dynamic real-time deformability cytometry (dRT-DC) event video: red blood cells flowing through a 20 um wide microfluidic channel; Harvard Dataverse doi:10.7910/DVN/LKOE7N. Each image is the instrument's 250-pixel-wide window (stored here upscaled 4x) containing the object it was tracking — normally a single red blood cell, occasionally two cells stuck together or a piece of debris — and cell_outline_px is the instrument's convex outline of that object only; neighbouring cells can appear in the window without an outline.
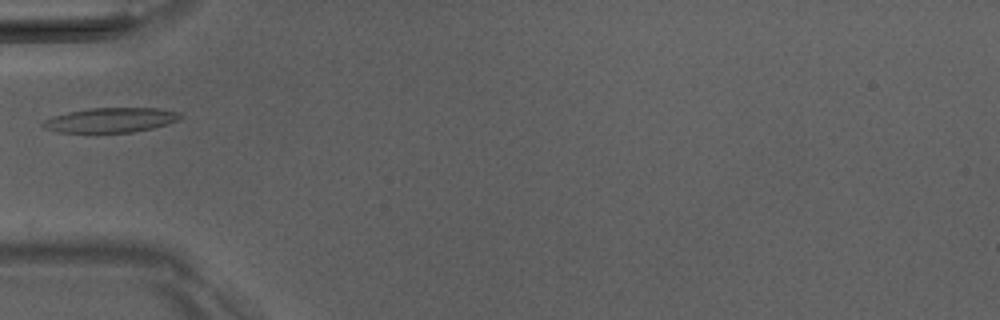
{"species": "Egyptian fruit bat (a non-hibernating species)", "species_latin": "Rousettus aegyptiacus", "temperature_condition": "room temperature", "stored_images_in_passage": 28, "camera_frame_rate_fps": 3000, "um_per_image_px": 0.085, "animal": {"sex": "male"}, "frame": {"image": 1, "passage_image": 1, "time_ms": 0.0, "image_size_px": [1000, 320], "cell_outline_px": [[184, 116], [168, 124], [152, 128], [132, 132], [56, 132], [44, 128], [40, 124], [44, 120], [52, 116], [68, 112], [88, 108], [160, 108], [180, 112]], "centroid_in_image_um": [9.4, 10.2], "position_along_channel_um": 75.6, "area_um2": 19.83}}
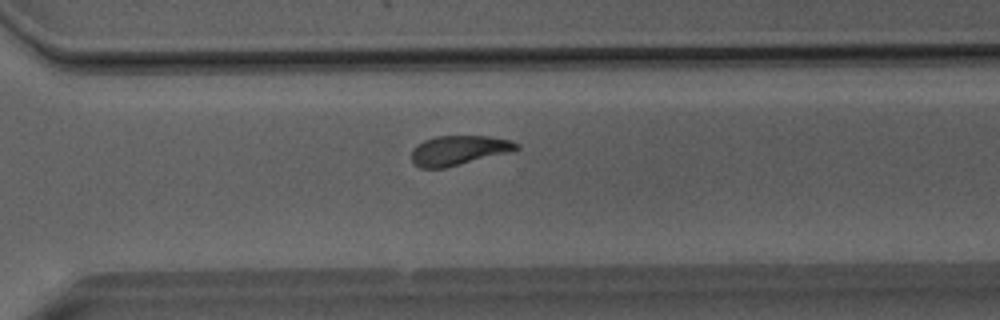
{"frame": {"image": 2, "passage_image": 20, "time_ms": 6.333, "image_size_px": [1000, 320], "cell_outline_px": [[520, 148], [512, 152], [444, 168], [420, 168], [412, 164], [412, 148], [416, 144], [424, 140], [436, 136], [488, 136], [512, 140], [520, 144]], "centroid_in_image_um": [39.0, 12.78], "position_along_channel_um": 331.6, "area_um2": 18.38}}
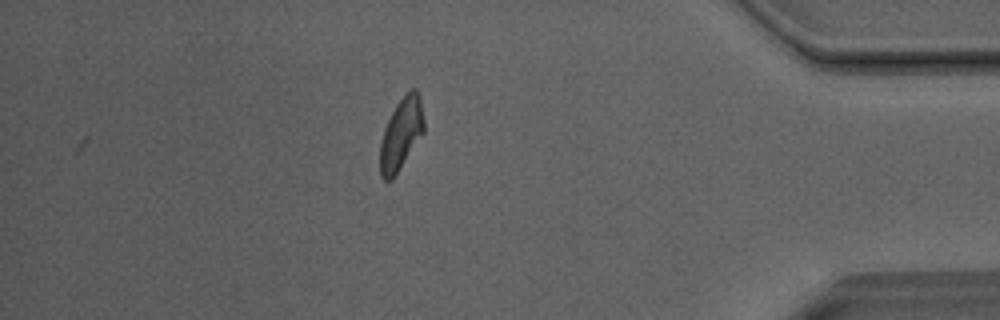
{"frame": {"image": 3, "passage_image": 28, "time_ms": 9.0, "image_size_px": [1000, 320], "cell_outline_px": [[424, 132], [392, 180], [384, 180], [380, 176], [380, 144], [384, 128], [396, 104], [412, 88], [416, 88], [420, 96], [424, 120]], "centroid_in_image_um": [34.1, 11.39], "position_along_channel_um": 401.1, "area_um2": 18.21}}